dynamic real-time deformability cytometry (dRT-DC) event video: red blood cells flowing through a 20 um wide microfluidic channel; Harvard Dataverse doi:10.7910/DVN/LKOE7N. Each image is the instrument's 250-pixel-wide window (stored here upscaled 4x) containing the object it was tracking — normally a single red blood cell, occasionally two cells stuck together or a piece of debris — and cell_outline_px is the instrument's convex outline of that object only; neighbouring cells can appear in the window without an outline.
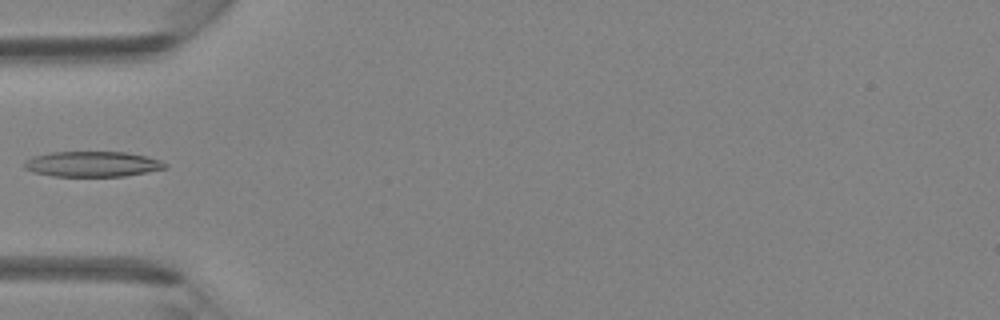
{"species": "Egyptian fruit bat (a non-hibernating species)", "species_latin": "Rousettus aegyptiacus", "temperature_condition": "room temperature", "stored_images_in_passage": 4, "camera_frame_rate_fps": 3000, "um_per_image_px": 0.085, "animal": {"sex": "female"}, "frame": {"image": 1, "passage_image": 4, "time_ms": 1.0, "image_size_px": [1000, 320], "cell_outline_px": [[168, 164], [164, 168], [124, 176], [52, 176], [32, 172], [24, 168], [24, 160], [32, 156], [52, 152], [124, 152], [144, 156], [160, 160]], "centroid_in_image_um": [7.78, 13.94], "position_along_channel_um": 77.2, "area_um2": 20.69}}